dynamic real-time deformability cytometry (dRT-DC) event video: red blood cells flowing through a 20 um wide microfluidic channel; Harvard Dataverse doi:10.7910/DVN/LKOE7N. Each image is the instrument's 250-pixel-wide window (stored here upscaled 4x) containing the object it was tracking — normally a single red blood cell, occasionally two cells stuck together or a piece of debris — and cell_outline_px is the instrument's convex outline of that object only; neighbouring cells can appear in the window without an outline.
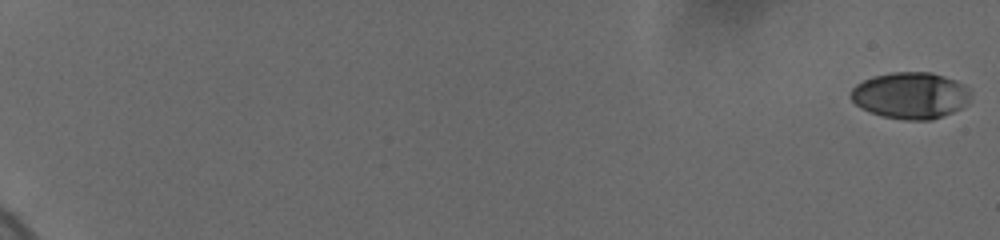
{"species": "human", "species_latin": "Homo sapiens", "temperature_condition": "cold", "stored_images_in_passage": 57, "camera_frame_rate_fps": 3000, "um_per_image_px": 0.085, "donor": {"sex": "female"}, "frame": {"image": 1, "passage_image": 1, "time_ms": 0.0, "image_size_px": [1000, 240], "cell_outline_px": [[972, 96], [960, 108], [952, 112], [932, 120], [904, 120], [884, 116], [872, 112], [856, 104], [848, 96], [852, 88], [856, 84], [864, 80], [876, 76], [892, 72], [932, 72], [956, 80], [964, 84], [968, 88]], "centroid_in_image_um": [77.4, 8.1], "position_along_channel_um": 7.6, "area_um2": 32.37}}
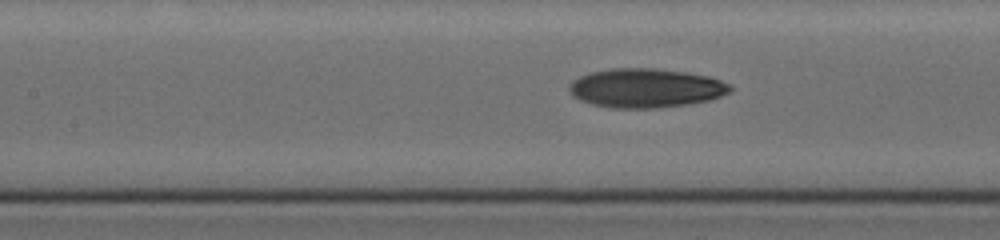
{"frame": {"image": 2, "passage_image": 31, "time_ms": 10.333, "image_size_px": [1000, 240], "cell_outline_px": [[732, 88], [728, 92], [720, 96], [708, 100], [688, 104], [656, 108], [608, 108], [592, 104], [580, 100], [572, 96], [568, 92], [568, 88], [572, 80], [580, 76], [592, 72], [608, 68], [652, 68], [688, 72], [708, 76], [732, 84]], "centroid_in_image_um": [54.86, 7.48], "position_along_channel_um": 152.5, "area_um2": 36.88}}
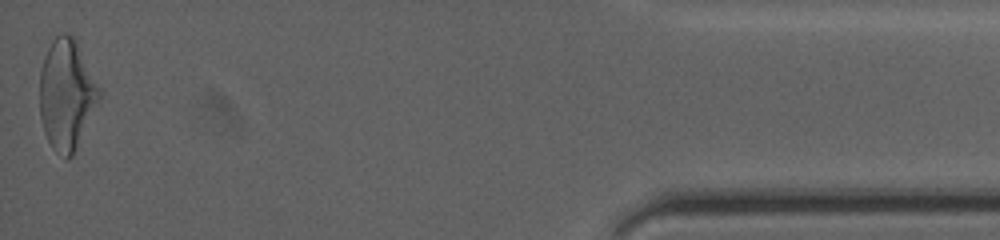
{"frame": {"image": 3, "passage_image": 57, "time_ms": 19.667, "image_size_px": [1000, 240], "cell_outline_px": [[100, 96], [72, 156], [68, 160], [52, 148], [44, 132], [40, 116], [40, 72], [44, 56], [52, 40], [56, 36], [64, 32], [72, 36], [76, 40], [100, 88]], "centroid_in_image_um": [5.63, 8.01], "position_along_channel_um": 429.6, "area_um2": 37.69}, "authors_computed_cell_mechanics": {"area_um2": 34.5644, "velocity_mm_per_s": 3.6832, "shape_relaxation_time_tau1_ms": 4.2555, "shape_relaxation_time_tau2_ms": 2.4783, "deformation_change_tau1": 0.1838, "deformation_change_tau2": 0.0992}}